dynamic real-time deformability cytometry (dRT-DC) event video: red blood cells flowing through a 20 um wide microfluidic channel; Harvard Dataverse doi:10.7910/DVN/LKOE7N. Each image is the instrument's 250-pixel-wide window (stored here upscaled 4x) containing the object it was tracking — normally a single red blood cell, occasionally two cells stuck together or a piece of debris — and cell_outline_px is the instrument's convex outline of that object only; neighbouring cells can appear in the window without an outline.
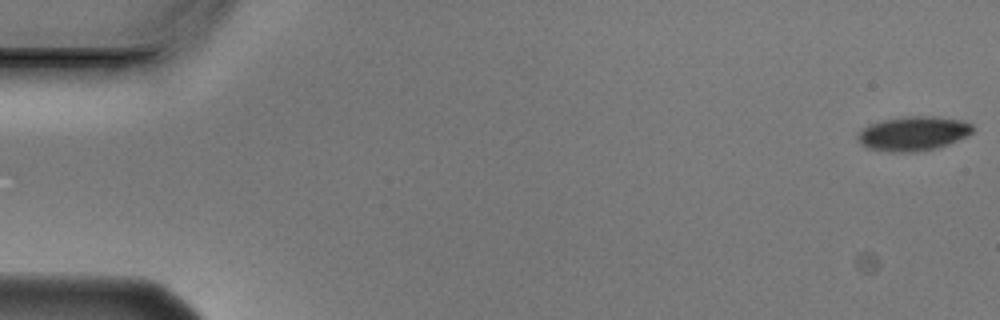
{"species": "Egyptian fruit bat (a non-hibernating species)", "species_latin": "Rousettus aegyptiacus", "temperature_condition": "cold", "stored_images_in_passage": 5, "camera_frame_rate_fps": 3000, "um_per_image_px": 0.085, "animal": {"sex": "male"}, "frame": {"image": 1, "passage_image": 1, "time_ms": 0.0, "image_size_px": [1000, 320], "cell_outline_px": [[972, 132], [968, 136], [948, 144], [936, 148], [916, 152], [888, 152], [868, 148], [856, 140], [860, 132], [864, 128], [872, 124], [884, 120], [908, 116], [936, 116], [960, 120], [972, 124]], "centroid_in_image_um": [77.64, 11.36], "position_along_channel_um": 7.4, "area_um2": 22.83}}
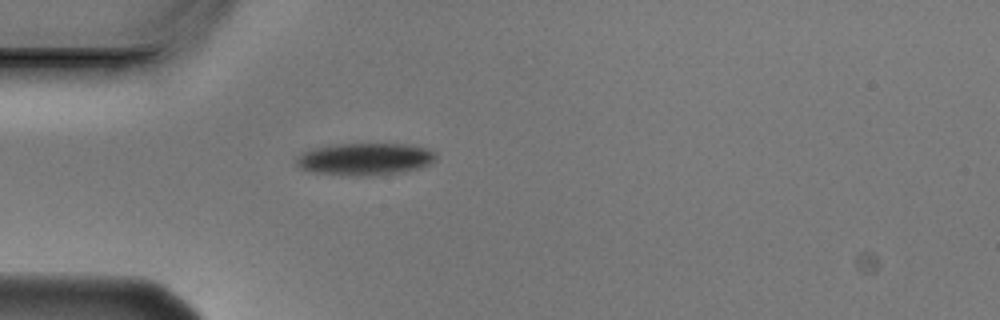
{"frame": {"image": 2, "passage_image": 5, "time_ms": 1.333, "image_size_px": [1000, 320], "cell_outline_px": [[436, 160], [420, 168], [400, 172], [316, 172], [300, 168], [296, 164], [296, 160], [304, 152], [316, 148], [336, 144], [408, 144], [424, 148], [436, 152]], "centroid_in_image_um": [31.1, 13.45], "position_along_channel_um": 53.9, "area_um2": 24.45}}